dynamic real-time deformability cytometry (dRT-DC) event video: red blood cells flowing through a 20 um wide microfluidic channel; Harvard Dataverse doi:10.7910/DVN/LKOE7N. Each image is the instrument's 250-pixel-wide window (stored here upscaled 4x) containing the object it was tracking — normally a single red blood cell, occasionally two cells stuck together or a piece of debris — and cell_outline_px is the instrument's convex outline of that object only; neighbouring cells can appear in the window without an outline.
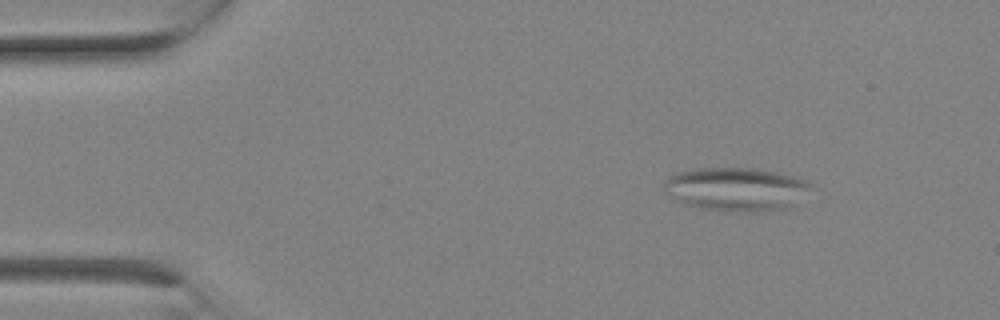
{"species": "Egyptian fruit bat (a non-hibernating species)", "species_latin": "Rousettus aegyptiacus", "temperature_condition": "room temperature", "stored_images_in_passage": 2, "camera_frame_rate_fps": 3000, "um_per_image_px": 0.085, "animal": {"sex": "female"}, "frame": {"image": 1, "passage_image": 1, "time_ms": 0.0, "image_size_px": [1000, 320], "cell_outline_px": [[820, 188], [788, 208], [748, 212], [740, 212], [700, 208], [680, 204], [664, 188], [664, 180], [668, 176], [676, 172], [692, 168], [752, 168], [772, 172], [804, 180]], "centroid_in_image_um": [62.61, 16.08], "position_along_channel_um": 22.4, "area_um2": 37.63}}